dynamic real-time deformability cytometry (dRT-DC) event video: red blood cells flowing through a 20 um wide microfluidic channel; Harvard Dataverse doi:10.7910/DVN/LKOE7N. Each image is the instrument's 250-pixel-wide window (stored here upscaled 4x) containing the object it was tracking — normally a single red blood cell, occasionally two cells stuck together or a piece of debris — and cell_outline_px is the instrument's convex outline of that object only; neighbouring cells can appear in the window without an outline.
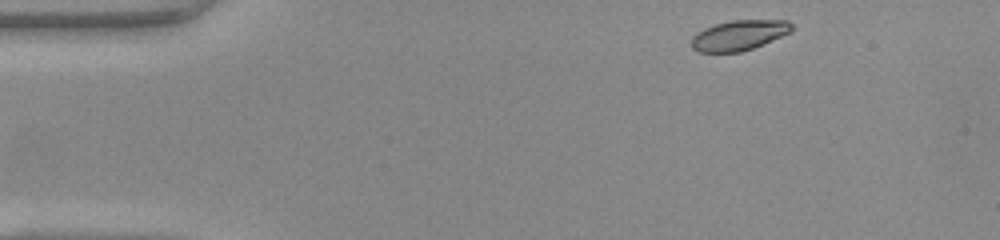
{"species": "common noctule bat (a hibernating species)", "species_latin": "Nyctalus noctula", "temperature_condition": "warm", "stored_images_in_passage": 44, "camera_frame_rate_fps": 3000, "um_per_image_px": 0.085, "animal": {"sex": "female", "body_mass_g": 22.0, "forearm_length_mm": 56.7}, "frame": {"image": 1, "passage_image": 1, "time_ms": 0.0, "image_size_px": [1000, 240], "cell_outline_px": [[792, 32], [752, 48], [740, 52], [696, 52], [692, 48], [692, 36], [696, 32], [704, 28], [716, 24], [732, 20], [788, 20], [792, 24]], "centroid_in_image_um": [62.81, 2.99], "position_along_channel_um": 22.2, "area_um2": 17.63}}
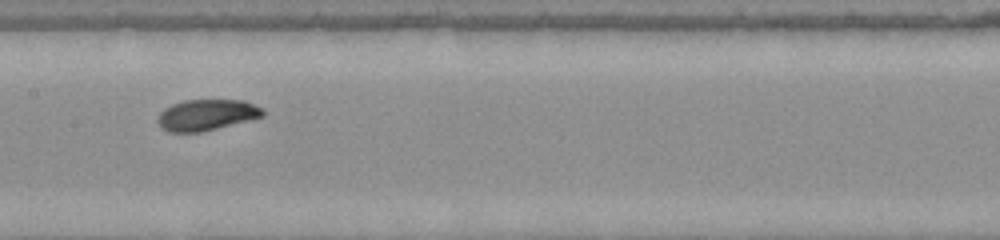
{"frame": {"image": 2, "passage_image": 19, "time_ms": 6.0, "image_size_px": [1000, 240], "cell_outline_px": [[264, 116], [200, 132], [168, 132], [156, 120], [160, 112], [164, 108], [172, 104], [184, 100], [244, 100], [264, 108]], "centroid_in_image_um": [17.56, 9.75], "position_along_channel_um": 189.8, "area_um2": 18.9}}
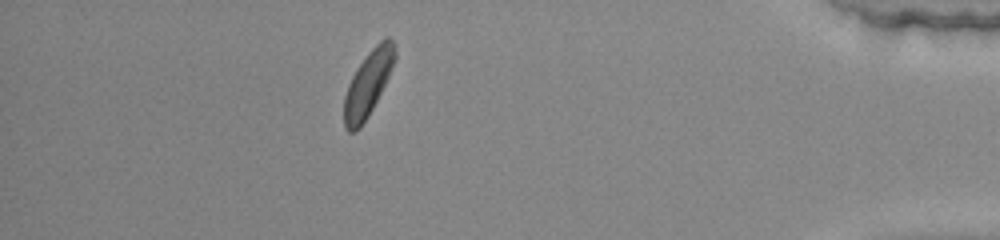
{"frame": {"image": 3, "passage_image": 38, "time_ms": 12.333, "image_size_px": [1000, 240], "cell_outline_px": [[396, 56], [392, 68], [368, 116], [360, 128], [356, 132], [348, 132], [344, 128], [344, 96], [348, 84], [356, 68], [368, 52], [384, 36], [388, 36], [396, 44]], "centroid_in_image_um": [31.27, 7.08], "position_along_channel_um": 403.9, "area_um2": 19.31}, "authors_computed_cell_mechanics": {"area_um2": 18.9295, "velocity_mm_per_s": 4.1462, "shape_relaxation_time_tau1_ms": 2.4244, "shape_relaxation_time_tau2_ms": 10.4314, "deformation_change_tau1": 0.1039, "deformation_change_tau2": 0.1492}}